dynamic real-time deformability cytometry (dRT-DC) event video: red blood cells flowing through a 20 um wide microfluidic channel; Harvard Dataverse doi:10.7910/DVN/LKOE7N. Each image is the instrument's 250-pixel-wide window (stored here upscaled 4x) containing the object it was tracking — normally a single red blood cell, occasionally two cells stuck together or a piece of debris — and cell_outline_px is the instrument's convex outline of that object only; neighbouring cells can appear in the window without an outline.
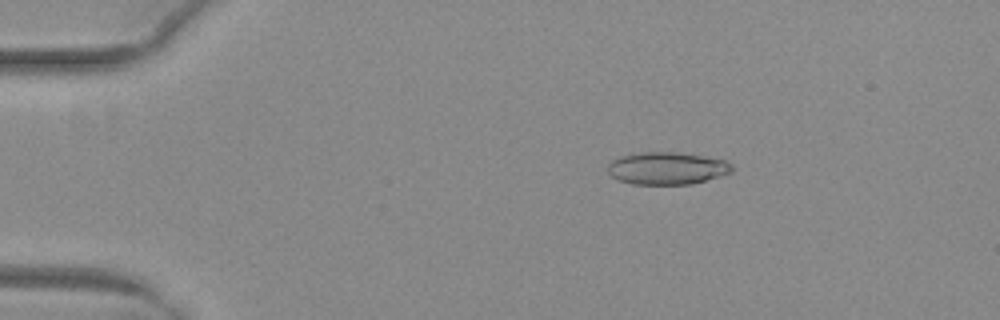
{"species": "common noctule bat (a hibernating species)", "species_latin": "Nyctalus noctula", "temperature_condition": "warm", "stored_images_in_passage": 46, "camera_frame_rate_fps": 3000, "um_per_image_px": 0.085, "animal": {"sex": "female", "body_mass_g": 29.2, "forearm_length_mm": 56.3}, "frame": {"image": 1, "passage_image": 4, "time_ms": 1.0, "image_size_px": [1000, 320], "cell_outline_px": [[732, 172], [692, 184], [632, 184], [620, 180], [612, 176], [608, 172], [608, 164], [612, 160], [620, 156], [644, 152], [676, 152], [704, 156], [724, 160], [732, 164]], "centroid_in_image_um": [56.69, 14.3], "position_along_channel_um": 28.3, "area_um2": 23.29}}
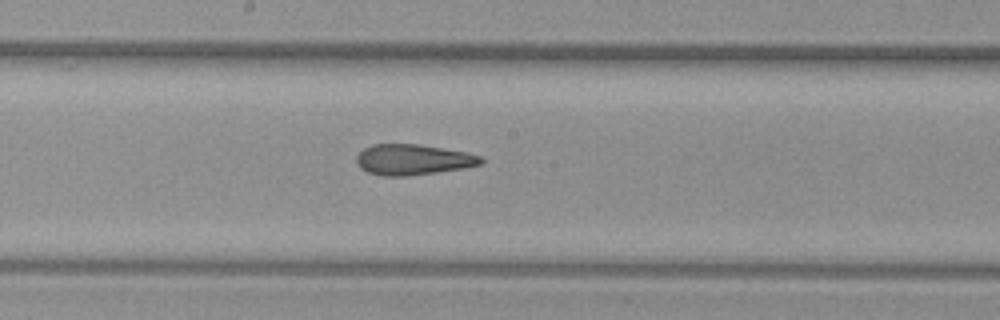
{"frame": {"image": 2, "passage_image": 23, "time_ms": 7.333, "image_size_px": [1000, 320], "cell_outline_px": [[484, 164], [464, 168], [408, 176], [380, 176], [368, 172], [360, 168], [356, 164], [356, 156], [364, 148], [372, 144], [420, 144], [468, 152], [480, 156], [484, 160]], "centroid_in_image_um": [35.11, 13.57], "position_along_channel_um": 213.1, "area_um2": 22.48}}
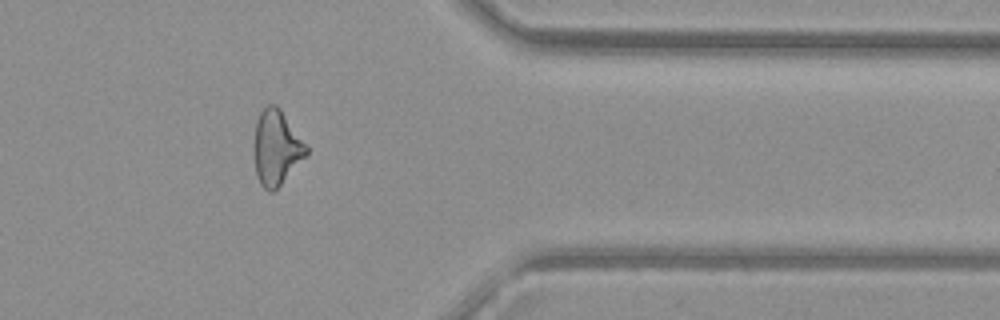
{"frame": {"image": 3, "passage_image": 37, "time_ms": 12.0, "image_size_px": [1000, 320], "cell_outline_px": [[308, 152], [280, 184], [272, 192], [268, 192], [260, 184], [256, 176], [256, 120], [260, 112], [268, 104], [276, 104], [280, 108], [308, 148]], "centroid_in_image_um": [23.49, 12.53], "position_along_channel_um": 387.9, "area_um2": 21.91}, "authors_computed_cell_mechanics": {"area_um2": 23.409, "velocity_mm_per_s": 4.0669, "shape_relaxation_time_tau1_ms": null, "shape_relaxation_time_tau2_ms": 2.9871, "deformation_change_tau1": null, "deformation_change_tau2": 0.1215}}